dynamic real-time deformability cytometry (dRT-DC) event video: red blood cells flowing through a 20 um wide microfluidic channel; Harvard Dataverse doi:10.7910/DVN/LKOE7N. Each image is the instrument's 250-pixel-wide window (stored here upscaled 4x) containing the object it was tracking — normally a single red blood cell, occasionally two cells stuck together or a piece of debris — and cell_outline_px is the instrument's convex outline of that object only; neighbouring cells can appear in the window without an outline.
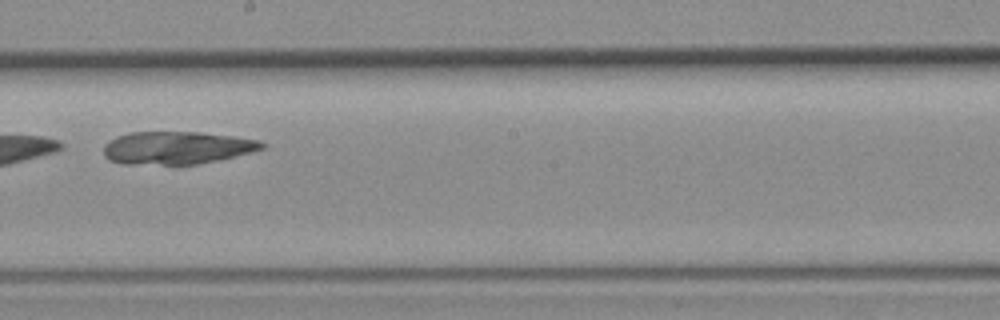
{"species": "common noctule bat (a hibernating species)", "species_latin": "Nyctalus noctula", "temperature_condition": "room temperature", "stored_images_in_passage": 37, "camera_frame_rate_fps": 3000, "um_per_image_px": 0.085, "animal": {"sex": "female", "body_mass_g": 19.3, "forearm_length_mm": 54.1}, "frame": {"image": 1, "passage_image": 20, "time_ms": 6.333, "image_size_px": [1000, 320], "cell_outline_px": [[268, 144], [264, 148], [252, 152], [216, 160], [196, 164], [120, 164], [108, 160], [104, 156], [104, 144], [108, 140], [116, 136], [132, 132], [200, 132], [236, 136], [260, 140]], "centroid_in_image_um": [15.02, 12.55], "position_along_channel_um": 233.2, "area_um2": 30.46}}